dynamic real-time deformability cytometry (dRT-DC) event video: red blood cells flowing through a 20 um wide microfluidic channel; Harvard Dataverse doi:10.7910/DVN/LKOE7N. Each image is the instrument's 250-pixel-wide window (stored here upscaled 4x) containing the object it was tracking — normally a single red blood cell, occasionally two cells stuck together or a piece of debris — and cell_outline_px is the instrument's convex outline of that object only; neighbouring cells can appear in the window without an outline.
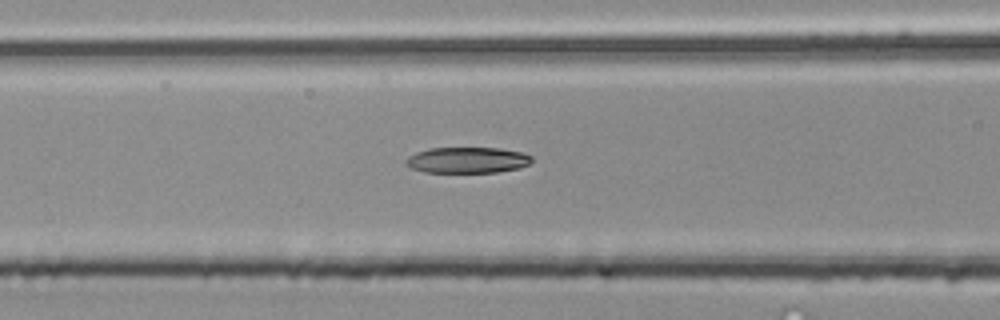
{"species": "common noctule bat (a hibernating species)", "species_latin": "Nyctalus noctula", "temperature_condition": "room temperature", "stored_images_in_passage": 30, "camera_frame_rate_fps": 3000, "um_per_image_px": 0.085, "animal": {"sex": "male", "body_mass_g": 20.4}, "frame": {"image": 1, "passage_image": 6, "time_ms": 1.667, "image_size_px": [1000, 320], "cell_outline_px": [[532, 160], [528, 164], [520, 168], [496, 172], [424, 172], [412, 168], [404, 164], [404, 160], [408, 156], [416, 152], [428, 148], [500, 148], [520, 152], [532, 156]], "centroid_in_image_um": [39.69, 13.6], "position_along_channel_um": 126.9, "area_um2": 19.07}}
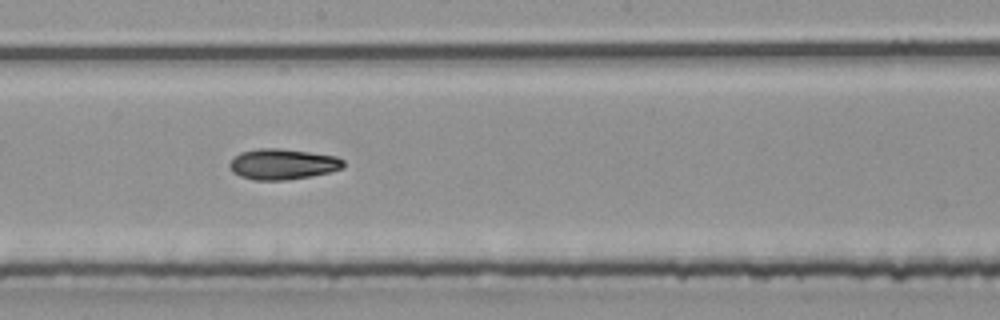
{"frame": {"image": 2, "passage_image": 13, "time_ms": 4.0, "image_size_px": [1000, 320], "cell_outline_px": [[344, 168], [328, 172], [308, 176], [284, 180], [256, 180], [240, 176], [232, 172], [228, 164], [240, 152], [256, 148], [276, 148], [308, 152], [336, 156], [344, 160]], "centroid_in_image_um": [24.01, 13.94], "position_along_channel_um": 224.2, "area_um2": 20.17}}
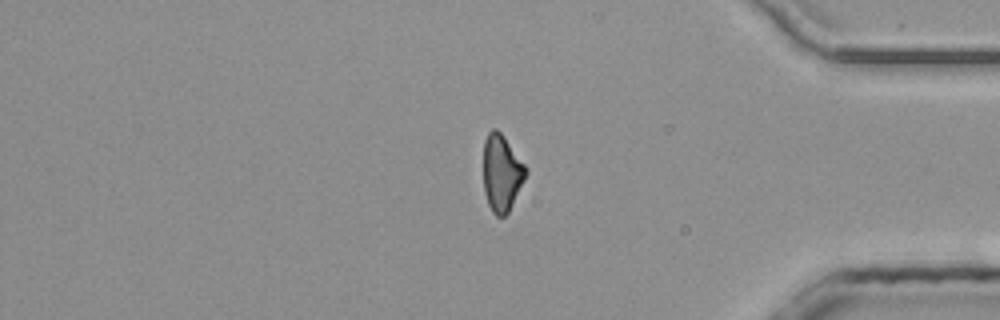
{"frame": {"image": 3, "passage_image": 27, "time_ms": 8.667, "image_size_px": [1000, 320], "cell_outline_px": [[528, 172], [508, 212], [504, 216], [496, 216], [492, 212], [488, 204], [484, 192], [484, 140], [488, 132], [492, 128], [496, 128], [504, 136], [528, 168]], "centroid_in_image_um": [42.64, 14.68], "position_along_channel_um": 392.6, "area_um2": 18.96}, "authors_computed_cell_mechanics": {"area_um2": 19.7965, "velocity_mm_per_s": 4.161, "shape_relaxation_time_tau1_ms": 10.8351, "shape_relaxation_time_tau2_ms": 3.141, "deformation_change_tau1": 0.2676, "deformation_change_tau2": 0.0997}}